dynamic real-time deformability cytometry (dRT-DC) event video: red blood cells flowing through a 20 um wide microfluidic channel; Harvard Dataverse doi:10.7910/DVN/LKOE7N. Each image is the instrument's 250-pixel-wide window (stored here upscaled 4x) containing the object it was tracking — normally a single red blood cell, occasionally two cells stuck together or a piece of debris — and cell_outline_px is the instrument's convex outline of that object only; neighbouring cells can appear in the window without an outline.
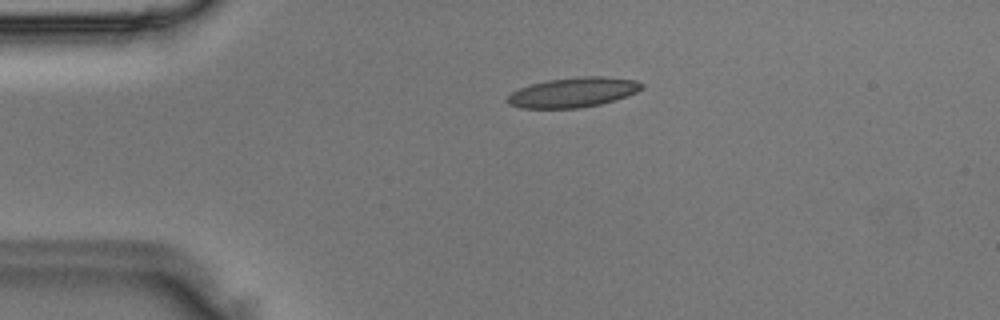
{"species": "Egyptian fruit bat (a non-hibernating species)", "species_latin": "Rousettus aegyptiacus", "temperature_condition": "room temperature", "stored_images_in_passage": 2, "camera_frame_rate_fps": 3000, "um_per_image_px": 0.085, "animal": {"sex": "male"}, "frame": {"image": 1, "passage_image": 1, "time_ms": 0.0, "image_size_px": [1000, 320], "cell_outline_px": [[644, 84], [636, 92], [616, 100], [600, 104], [580, 108], [520, 108], [508, 104], [508, 96], [512, 92], [520, 88], [532, 84], [548, 80], [580, 76], [604, 76], [636, 80]], "centroid_in_image_um": [48.72, 7.85], "position_along_channel_um": 36.3, "area_um2": 23.24}}